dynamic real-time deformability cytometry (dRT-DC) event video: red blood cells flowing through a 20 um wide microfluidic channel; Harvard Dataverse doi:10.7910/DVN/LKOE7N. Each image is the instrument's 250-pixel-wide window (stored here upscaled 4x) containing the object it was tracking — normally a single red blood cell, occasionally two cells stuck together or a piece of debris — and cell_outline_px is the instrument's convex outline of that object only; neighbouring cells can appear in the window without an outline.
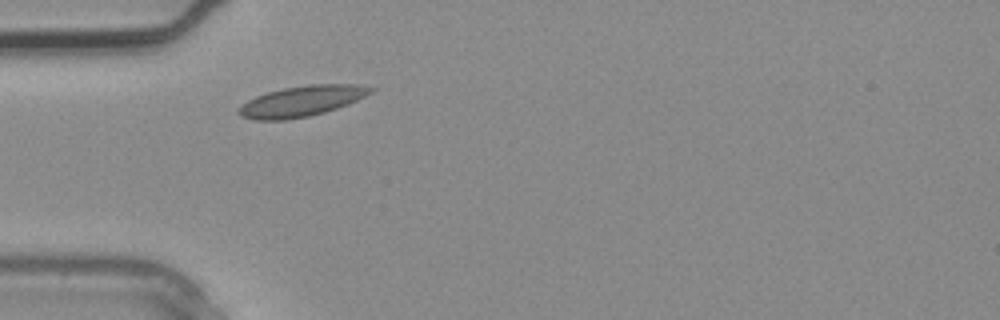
{"species": "common noctule bat (a hibernating species)", "species_latin": "Nyctalus noctula", "temperature_condition": "warm", "stored_images_in_passage": 1, "camera_frame_rate_fps": 3000, "um_per_image_px": 0.085, "animal": {"sex": "male", "body_mass_g": 20.4}, "frame": {"image": 1, "passage_image": 1, "time_ms": 0.0, "image_size_px": [1000, 320], "cell_outline_px": [[376, 88], [372, 92], [356, 100], [336, 108], [324, 112], [308, 116], [284, 120], [256, 120], [240, 116], [236, 112], [248, 100], [256, 96], [268, 92], [284, 88], [312, 84], [360, 84]], "centroid_in_image_um": [25.65, 8.59], "position_along_channel_um": 59.4, "area_um2": 23.24}}